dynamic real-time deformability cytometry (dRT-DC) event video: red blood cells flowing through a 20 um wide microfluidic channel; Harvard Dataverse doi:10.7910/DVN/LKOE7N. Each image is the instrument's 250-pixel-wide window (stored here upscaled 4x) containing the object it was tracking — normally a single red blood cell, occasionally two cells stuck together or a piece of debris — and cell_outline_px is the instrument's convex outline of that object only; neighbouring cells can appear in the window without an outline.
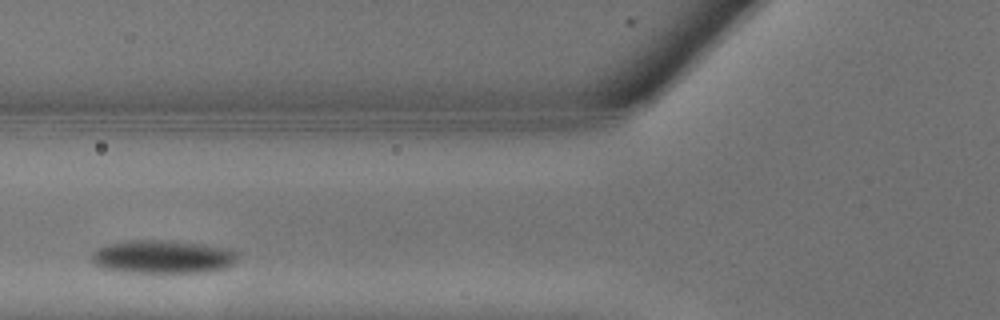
{"species": "common noctule bat (a hibernating species)", "species_latin": "Nyctalus noctula", "temperature_condition": "warm", "stored_images_in_passage": 4, "camera_frame_rate_fps": 3000, "um_per_image_px": 0.085, "animal": {"sex": "male", "body_mass_g": 13.3}, "frame": {"image": 1, "passage_image": 3, "time_ms": 0.667, "image_size_px": [1000, 320], "cell_outline_px": [[236, 260], [232, 264], [224, 268], [208, 272], [128, 272], [100, 268], [92, 264], [92, 252], [96, 248], [108, 244], [124, 240], [172, 240], [204, 244], [232, 248], [236, 252]], "centroid_in_image_um": [13.8, 21.81], "position_along_channel_um": 112.0, "area_um2": 28.67}}